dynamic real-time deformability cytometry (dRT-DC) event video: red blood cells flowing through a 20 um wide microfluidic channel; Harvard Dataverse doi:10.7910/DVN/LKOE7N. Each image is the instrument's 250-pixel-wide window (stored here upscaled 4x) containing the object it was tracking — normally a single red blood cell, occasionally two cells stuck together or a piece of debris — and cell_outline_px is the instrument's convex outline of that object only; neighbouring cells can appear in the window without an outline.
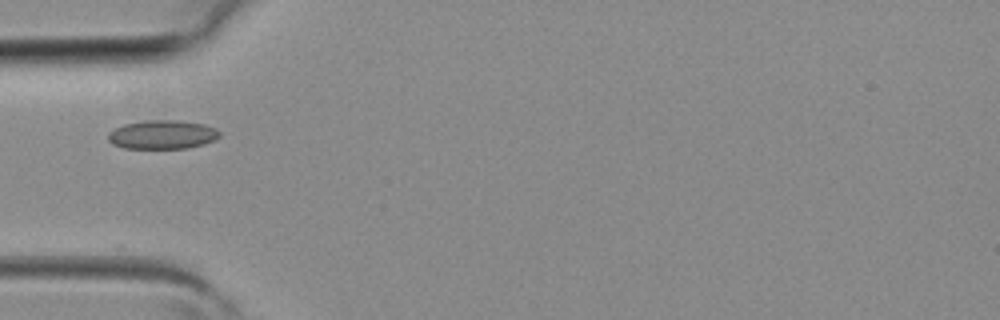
{"species": "common noctule bat (a hibernating species)", "species_latin": "Nyctalus noctula", "temperature_condition": "room temperature", "stored_images_in_passage": 1, "camera_frame_rate_fps": 3000, "um_per_image_px": 0.085, "animal": {"sex": "female", "body_mass_g": 19.3, "forearm_length_mm": 54.1}, "frame": {"image": 1, "passage_image": 1, "time_ms": 0.0, "image_size_px": [1000, 320], "cell_outline_px": [[220, 136], [204, 144], [188, 148], [124, 148], [112, 144], [108, 140], [108, 132], [112, 128], [124, 124], [148, 120], [180, 120], [204, 124], [216, 128], [220, 132]], "centroid_in_image_um": [13.78, 11.43], "position_along_channel_um": 71.2, "area_um2": 18.84}}